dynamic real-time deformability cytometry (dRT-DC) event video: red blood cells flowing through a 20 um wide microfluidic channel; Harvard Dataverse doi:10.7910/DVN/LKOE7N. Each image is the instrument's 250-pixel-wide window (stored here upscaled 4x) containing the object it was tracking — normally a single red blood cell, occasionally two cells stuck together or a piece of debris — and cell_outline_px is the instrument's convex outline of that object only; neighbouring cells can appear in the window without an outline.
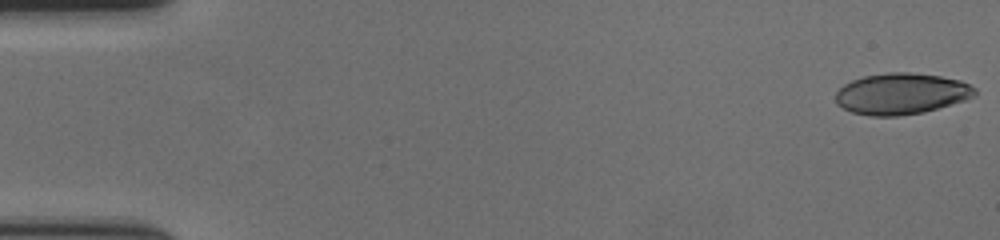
{"species": "human", "species_latin": "Homo sapiens", "temperature_condition": "cold", "stored_images_in_passage": 23, "camera_frame_rate_fps": 3000, "um_per_image_px": 0.085, "donor": {"sex": "female"}, "frame": {"image": 1, "passage_image": 1, "time_ms": 0.0, "image_size_px": [1000, 240], "cell_outline_px": [[976, 96], [964, 100], [924, 112], [896, 116], [872, 116], [852, 112], [836, 104], [836, 92], [844, 84], [852, 80], [864, 76], [888, 72], [912, 72], [940, 76], [960, 80], [976, 88]], "centroid_in_image_um": [76.61, 7.96], "position_along_channel_um": 8.4, "area_um2": 33.41}}
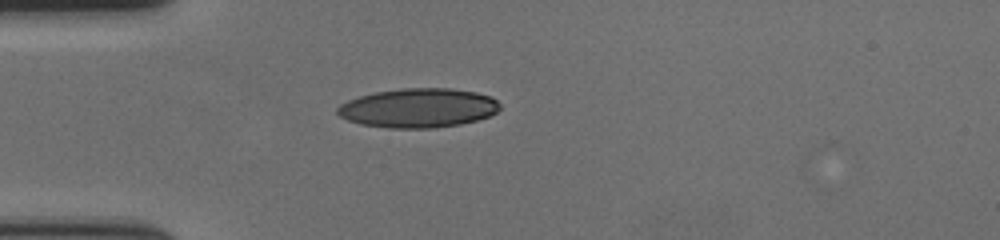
{"frame": {"image": 2, "passage_image": 17, "time_ms": 5.333, "image_size_px": [1000, 240], "cell_outline_px": [[500, 108], [496, 112], [488, 116], [476, 120], [460, 124], [436, 128], [388, 128], [360, 124], [348, 120], [340, 116], [336, 112], [336, 108], [340, 104], [348, 100], [360, 96], [376, 92], [400, 88], [452, 88], [476, 92], [492, 96], [500, 104]], "centroid_in_image_um": [35.55, 9.17], "position_along_channel_um": 49.4, "area_um2": 37.28}}
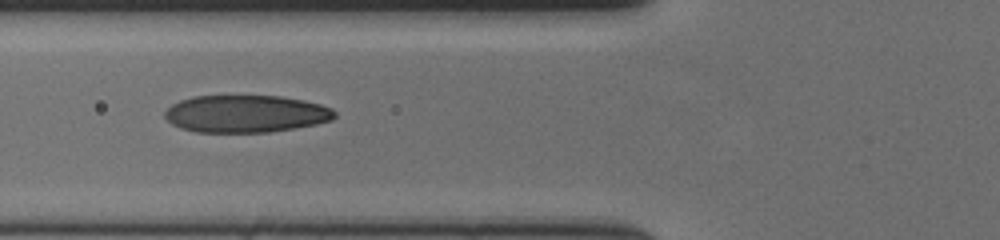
{"frame": {"image": 3, "passage_image": 23, "time_ms": 7.333, "image_size_px": [1000, 240], "cell_outline_px": [[336, 116], [332, 120], [316, 124], [268, 132], [196, 132], [180, 128], [172, 124], [164, 116], [164, 112], [172, 104], [180, 100], [192, 96], [280, 96], [304, 100], [320, 104], [332, 108], [336, 112]], "centroid_in_image_um": [20.89, 9.67], "position_along_channel_um": 104.9, "area_um2": 36.99}}